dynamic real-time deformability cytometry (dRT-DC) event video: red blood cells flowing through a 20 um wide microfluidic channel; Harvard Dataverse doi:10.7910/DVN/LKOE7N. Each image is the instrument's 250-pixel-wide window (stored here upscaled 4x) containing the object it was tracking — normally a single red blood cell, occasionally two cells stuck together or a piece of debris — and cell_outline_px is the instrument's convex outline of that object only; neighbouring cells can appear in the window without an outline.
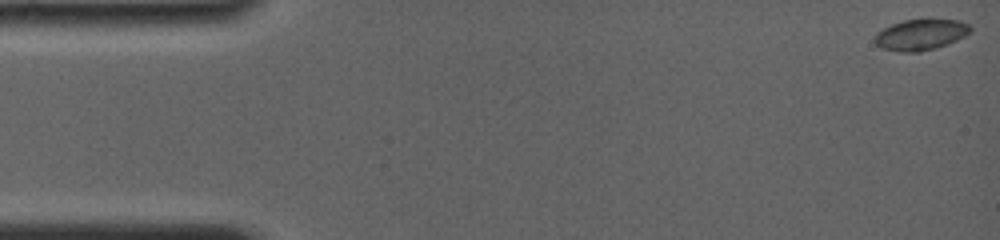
{"species": "common noctule bat (a hibernating species)", "species_latin": "Nyctalus noctula", "temperature_condition": "room temperature", "stored_images_in_passage": 68, "camera_frame_rate_fps": 4000, "um_per_image_px": 0.085, "animal": {"sex": "female", "body_mass_g": 19.0, "forearm_length_mm": 56.7}, "frame": {"image": 1, "passage_image": 1, "time_ms": 0.0, "image_size_px": [1000, 240], "cell_outline_px": [[972, 32], [948, 44], [936, 48], [920, 52], [900, 52], [884, 48], [876, 44], [876, 32], [892, 24], [904, 20], [920, 16], [928, 16], [960, 20], [968, 24], [972, 28]], "centroid_in_image_um": [78.33, 2.88], "position_along_channel_um": 6.7, "area_um2": 17.98}}
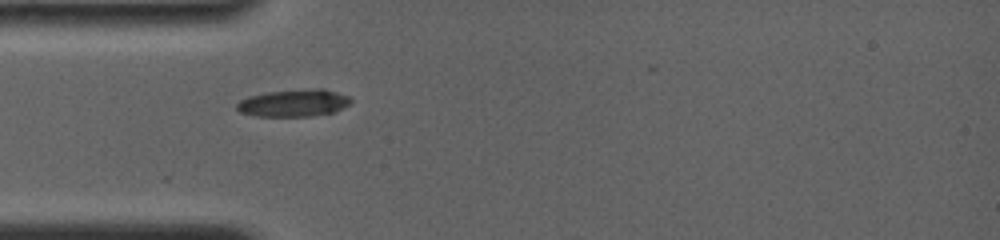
{"frame": {"image": 2, "passage_image": 20, "time_ms": 4.75, "image_size_px": [1000, 240], "cell_outline_px": [[352, 100], [348, 104], [332, 112], [312, 116], [256, 116], [240, 112], [236, 108], [236, 104], [240, 100], [248, 96], [264, 92], [316, 88], [324, 88], [348, 96]], "centroid_in_image_um": [24.92, 8.74], "position_along_channel_um": 60.1, "area_um2": 18.03}}
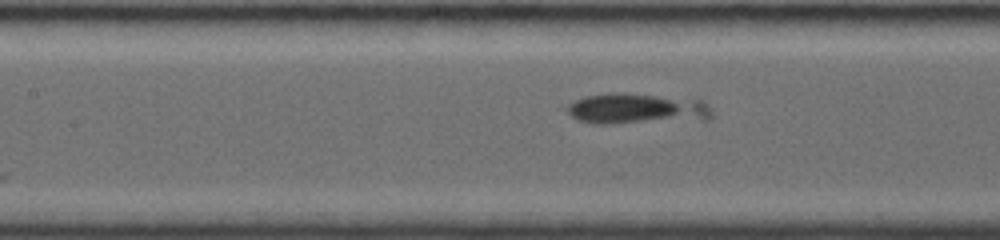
{"frame": {"image": 3, "passage_image": 30, "time_ms": 7.25, "image_size_px": [1000, 240], "cell_outline_px": [[712, 116], [708, 120], [608, 124], [592, 124], [576, 120], [564, 108], [568, 104], [584, 96], [612, 92], [700, 100], [708, 104], [712, 112]], "centroid_in_image_um": [54.1, 9.27], "position_along_channel_um": 153.3, "area_um2": 26.18}}